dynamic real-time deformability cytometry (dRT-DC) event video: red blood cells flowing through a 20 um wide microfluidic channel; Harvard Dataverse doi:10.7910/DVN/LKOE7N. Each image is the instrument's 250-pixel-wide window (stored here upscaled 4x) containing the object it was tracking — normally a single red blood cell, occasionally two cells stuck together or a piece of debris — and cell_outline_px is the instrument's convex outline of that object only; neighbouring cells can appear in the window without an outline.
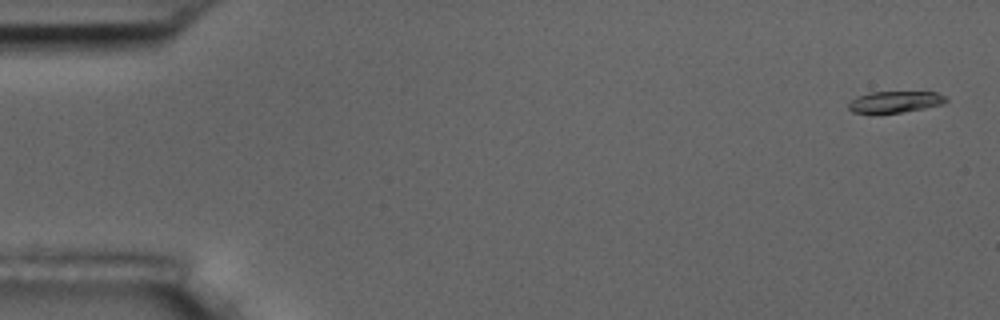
{"species": "common noctule bat (a hibernating species)", "species_latin": "Nyctalus noctula", "temperature_condition": "room temperature", "stored_images_in_passage": 6, "camera_frame_rate_fps": 3000, "um_per_image_px": 0.085, "animal": {"sex": "male", "body_mass_g": 17.5, "forearm_length_mm": 52.3}, "frame": {"image": 1, "passage_image": 1, "time_ms": 0.0, "image_size_px": [1000, 320], "cell_outline_px": [[948, 100], [944, 104], [924, 108], [900, 112], [852, 112], [848, 108], [848, 104], [856, 96], [868, 92], [936, 92], [944, 96]], "centroid_in_image_um": [76.08, 8.64], "position_along_channel_um": 8.9, "area_um2": 11.96}}